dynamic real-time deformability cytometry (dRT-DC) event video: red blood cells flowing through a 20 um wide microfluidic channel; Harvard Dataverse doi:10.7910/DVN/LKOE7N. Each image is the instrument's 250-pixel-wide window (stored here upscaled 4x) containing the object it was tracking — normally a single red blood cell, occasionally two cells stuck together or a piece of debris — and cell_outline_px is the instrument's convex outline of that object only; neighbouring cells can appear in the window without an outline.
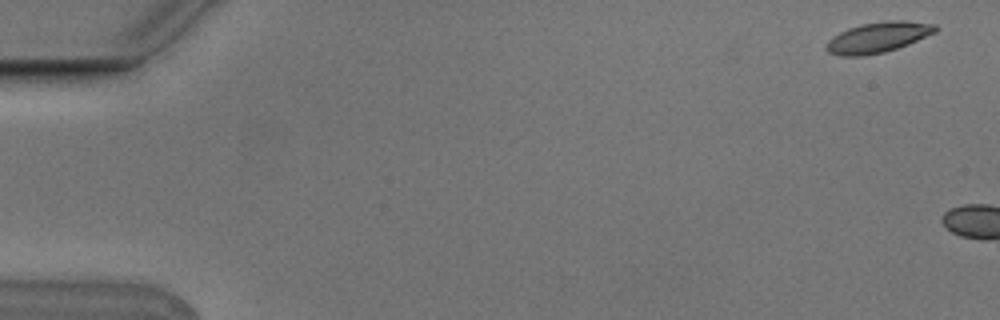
{"species": "Egyptian fruit bat (a non-hibernating species)", "species_latin": "Rousettus aegyptiacus", "temperature_condition": "cold", "stored_images_in_passage": 2, "camera_frame_rate_fps": 3000, "um_per_image_px": 0.085, "animal": {"sex": "male"}, "frame": {"image": 1, "passage_image": 1, "time_ms": 0.0, "image_size_px": [1000, 320], "cell_outline_px": [[936, 32], [908, 44], [884, 52], [864, 56], [840, 56], [828, 52], [824, 48], [828, 40], [832, 36], [848, 28], [860, 24], [888, 20], [904, 20], [936, 24]], "centroid_in_image_um": [74.59, 3.17], "position_along_channel_um": 10.4, "area_um2": 19.48}}